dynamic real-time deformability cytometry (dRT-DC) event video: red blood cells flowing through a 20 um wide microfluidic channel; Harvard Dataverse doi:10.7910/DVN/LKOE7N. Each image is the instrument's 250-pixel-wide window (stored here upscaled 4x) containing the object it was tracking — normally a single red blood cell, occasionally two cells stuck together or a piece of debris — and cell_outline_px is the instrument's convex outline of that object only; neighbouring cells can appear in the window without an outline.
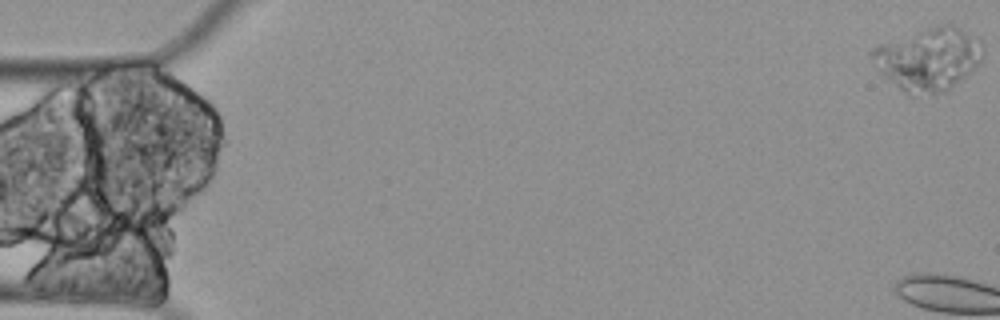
{"species": "Egyptian fruit bat (a non-hibernating species)", "species_latin": "Rousettus aegyptiacus", "temperature_condition": "cold", "stored_images_in_passage": 4, "camera_frame_rate_fps": 3000, "um_per_image_px": 0.085, "animal": {"sex": "female"}, "frame": {"image": 1, "passage_image": 1, "time_ms": 0.0, "image_size_px": [1000, 320], "cell_outline_px": [[984, 56], [980, 64], [948, 92], [936, 96], [908, 96], [888, 80], [880, 72], [868, 52], [872, 48], [880, 44], [940, 24], [952, 24], [960, 28], [980, 40], [984, 48]], "centroid_in_image_um": [78.96, 5.08], "position_along_channel_um": 6.0, "area_um2": 41.21}}